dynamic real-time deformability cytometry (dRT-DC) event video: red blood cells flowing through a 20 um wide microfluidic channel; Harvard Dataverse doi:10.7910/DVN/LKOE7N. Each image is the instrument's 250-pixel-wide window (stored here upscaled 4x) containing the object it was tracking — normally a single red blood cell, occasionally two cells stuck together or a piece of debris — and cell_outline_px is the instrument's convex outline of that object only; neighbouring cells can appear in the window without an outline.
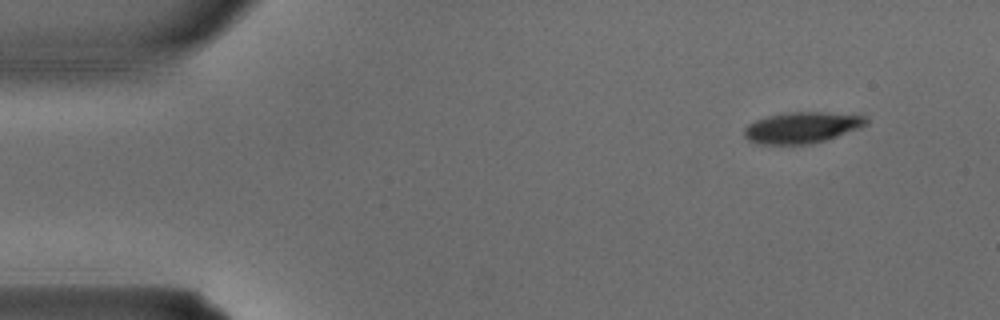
{"species": "common noctule bat (a hibernating species)", "species_latin": "Nyctalus noctula", "temperature_condition": "warm", "stored_images_in_passage": 2, "camera_frame_rate_fps": 3000, "um_per_image_px": 0.085, "animal": {"sex": "male", "body_mass_g": 15.6}, "frame": {"image": 1, "passage_image": 1, "time_ms": 0.0, "image_size_px": [1000, 320], "cell_outline_px": [[868, 124], [860, 128], [824, 140], [808, 144], [760, 144], [748, 140], [744, 136], [744, 128], [748, 124], [756, 120], [768, 116], [784, 112], [828, 112], [864, 116], [868, 120]], "centroid_in_image_um": [68.15, 10.83], "position_along_channel_um": 16.9, "area_um2": 22.02}}
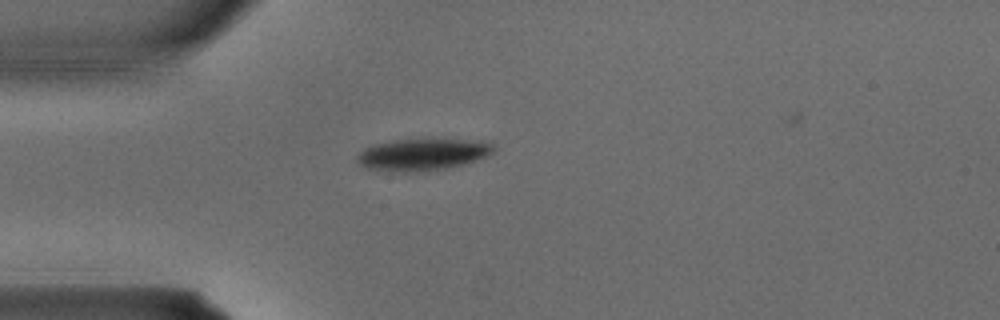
{"frame": {"image": 2, "passage_image": 2, "time_ms": 0.333, "image_size_px": [1000, 320], "cell_outline_px": [[496, 148], [492, 152], [476, 160], [464, 164], [444, 168], [416, 172], [392, 172], [364, 168], [356, 160], [356, 156], [364, 148], [376, 144], [396, 140], [484, 140], [492, 144]], "centroid_in_image_um": [35.88, 13.15], "position_along_channel_um": 49.1, "area_um2": 25.09}}